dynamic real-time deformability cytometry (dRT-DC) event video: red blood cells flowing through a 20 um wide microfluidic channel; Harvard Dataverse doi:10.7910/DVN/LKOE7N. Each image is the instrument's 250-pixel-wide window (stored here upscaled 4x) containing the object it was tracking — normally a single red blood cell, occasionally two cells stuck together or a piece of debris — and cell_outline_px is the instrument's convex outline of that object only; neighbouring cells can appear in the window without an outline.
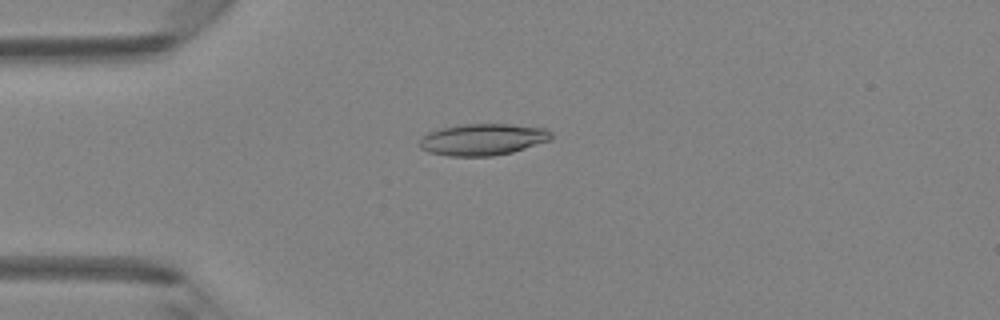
{"species": "Egyptian fruit bat (a non-hibernating species)", "species_latin": "Rousettus aegyptiacus", "temperature_condition": "room temperature", "stored_images_in_passage": 47, "camera_frame_rate_fps": 3000, "um_per_image_px": 0.085, "animal": {"sex": "female"}, "frame": {"image": 1, "passage_image": 12, "time_ms": 3.667, "image_size_px": [1000, 320], "cell_outline_px": [[552, 140], [512, 152], [492, 156], [448, 156], [428, 152], [420, 148], [420, 140], [428, 132], [440, 128], [460, 124], [508, 124], [544, 128], [552, 132]], "centroid_in_image_um": [41.04, 11.85], "position_along_channel_um": 44.0, "area_um2": 24.33}}
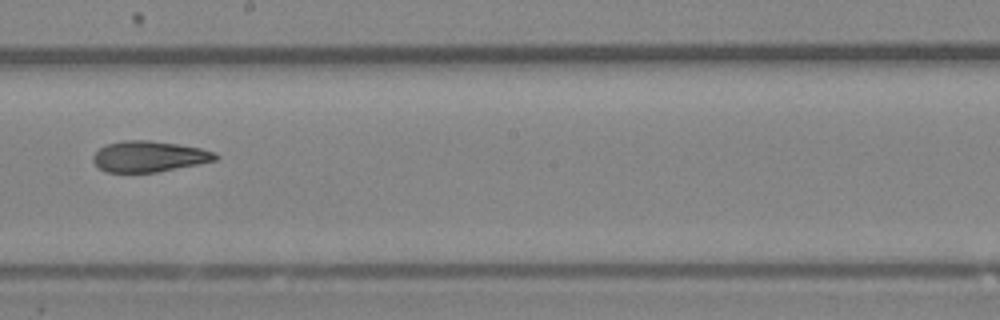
{"frame": {"image": 2, "passage_image": 27, "time_ms": 8.667, "image_size_px": [1000, 320], "cell_outline_px": [[220, 156], [216, 160], [156, 172], [108, 172], [100, 168], [92, 160], [92, 156], [104, 144], [124, 140], [148, 140], [176, 144], [200, 148], [216, 152]], "centroid_in_image_um": [12.66, 13.29], "position_along_channel_um": 235.5, "area_um2": 21.85}}
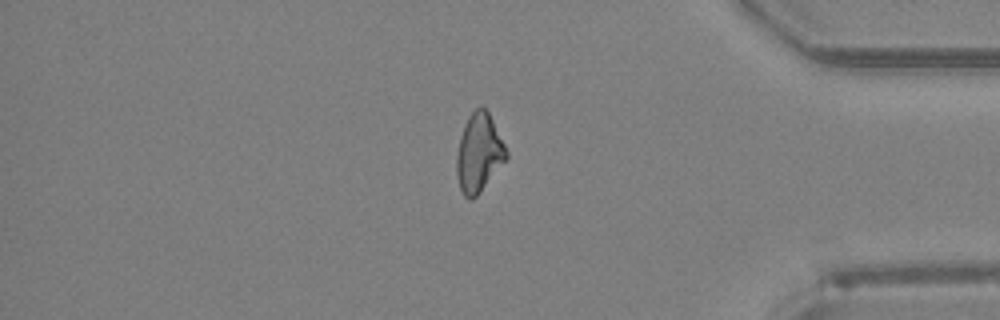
{"frame": {"image": 3, "passage_image": 40, "time_ms": 13.0, "image_size_px": [1000, 320], "cell_outline_px": [[508, 156], [480, 192], [472, 200], [468, 200], [464, 196], [460, 188], [456, 176], [456, 156], [460, 136], [464, 124], [468, 116], [476, 108], [484, 108], [488, 112], [508, 152]], "centroid_in_image_um": [40.67, 13.02], "position_along_channel_um": 394.5, "area_um2": 22.43}, "authors_computed_cell_mechanics": {"area_um2": 22.7732, "velocity_mm_per_s": 4.2638, "shape_relaxation_time_tau1_ms": 6.2738, "shape_relaxation_time_tau2_ms": 5.3801, "deformation_change_tau1": 0.1604, "deformation_change_tau2": 0.1539}}